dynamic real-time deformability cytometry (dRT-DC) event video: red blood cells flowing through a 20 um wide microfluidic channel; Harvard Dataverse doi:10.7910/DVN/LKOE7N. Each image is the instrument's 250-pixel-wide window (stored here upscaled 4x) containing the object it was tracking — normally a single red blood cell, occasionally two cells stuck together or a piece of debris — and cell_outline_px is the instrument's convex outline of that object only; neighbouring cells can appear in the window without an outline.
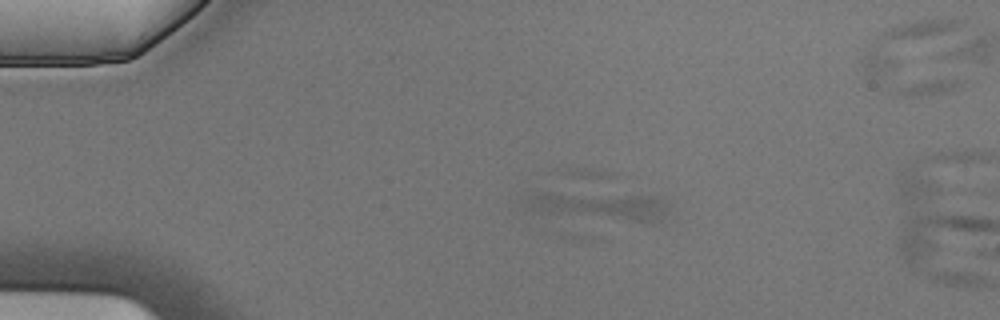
{"species": "Egyptian fruit bat (a non-hibernating species)", "species_latin": "Rousettus aegyptiacus", "temperature_condition": "cold", "stored_images_in_passage": 5, "camera_frame_rate_fps": 3000, "um_per_image_px": 0.085, "animal": {"sex": "male"}, "frame": {"image": 1, "passage_image": 3, "time_ms": 0.667, "image_size_px": [1000, 320], "cell_outline_px": [[668, 212], [664, 220], [652, 224], [644, 224], [532, 212], [524, 208], [524, 196], [536, 192], [552, 192], [660, 196], [668, 200]], "centroid_in_image_um": [51.0, 17.54], "position_along_channel_um": 34.0, "area_um2": 25.14}}